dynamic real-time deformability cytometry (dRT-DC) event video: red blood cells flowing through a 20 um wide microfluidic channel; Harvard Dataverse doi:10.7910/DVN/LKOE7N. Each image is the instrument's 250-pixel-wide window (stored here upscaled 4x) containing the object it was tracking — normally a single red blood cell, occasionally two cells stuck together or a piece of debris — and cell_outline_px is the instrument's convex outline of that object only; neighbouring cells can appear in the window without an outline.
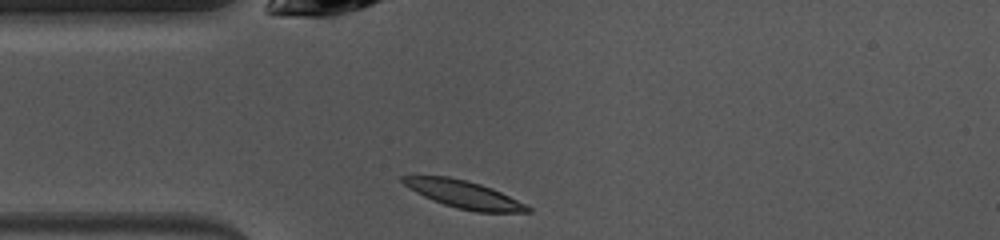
{"species": "common noctule bat (a hibernating species)", "species_latin": "Nyctalus noctula", "temperature_condition": "warm", "stored_images_in_passage": 38, "camera_frame_rate_fps": 3000, "um_per_image_px": 0.085, "animal": {"sex": "female", "body_mass_g": 10.0, "forearm_length_mm": 53.1}, "frame": {"image": 1, "passage_image": 1, "time_ms": 0.0, "image_size_px": [1000, 240], "cell_outline_px": [[532, 212], [476, 212], [456, 208], [432, 200], [408, 188], [400, 180], [400, 176], [448, 176], [468, 180], [492, 188], [532, 208]], "centroid_in_image_um": [39.4, 16.52], "position_along_channel_um": 45.6, "area_um2": 19.88}}
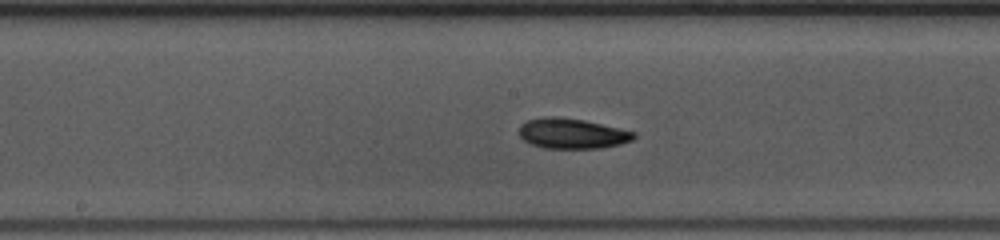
{"frame": {"image": 2, "passage_image": 13, "time_ms": 4.0, "image_size_px": [1000, 240], "cell_outline_px": [[636, 136], [632, 140], [620, 144], [600, 148], [544, 148], [528, 144], [520, 136], [520, 124], [528, 120], [544, 116], [552, 116], [584, 120], [636, 132]], "centroid_in_image_um": [48.61, 11.35], "position_along_channel_um": 199.6, "area_um2": 20.23}}
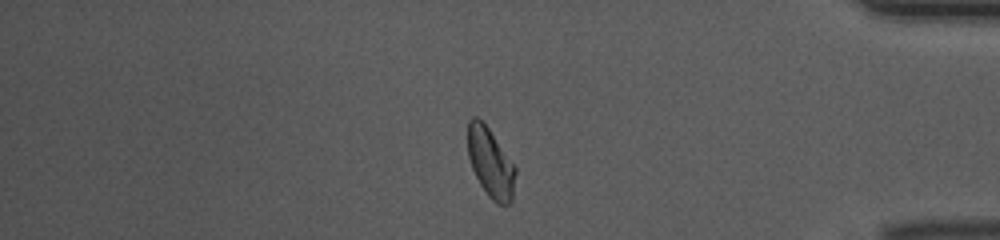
{"frame": {"image": 3, "passage_image": 30, "time_ms": 9.667, "image_size_px": [1000, 240], "cell_outline_px": [[516, 172], [512, 204], [496, 204], [488, 196], [480, 184], [472, 168], [468, 156], [468, 120], [472, 116], [476, 116], [488, 128], [516, 168]], "centroid_in_image_um": [41.7, 13.87], "position_along_channel_um": 393.5, "area_um2": 19.13}, "authors_computed_cell_mechanics": {"area_um2": 19.4497, "velocity_mm_per_s": 4.0257, "shape_relaxation_time_tau1_ms": 2.4854, "shape_relaxation_time_tau2_ms": 5.645, "deformation_change_tau1": 0.12, "deformation_change_tau2": 0.1159}}